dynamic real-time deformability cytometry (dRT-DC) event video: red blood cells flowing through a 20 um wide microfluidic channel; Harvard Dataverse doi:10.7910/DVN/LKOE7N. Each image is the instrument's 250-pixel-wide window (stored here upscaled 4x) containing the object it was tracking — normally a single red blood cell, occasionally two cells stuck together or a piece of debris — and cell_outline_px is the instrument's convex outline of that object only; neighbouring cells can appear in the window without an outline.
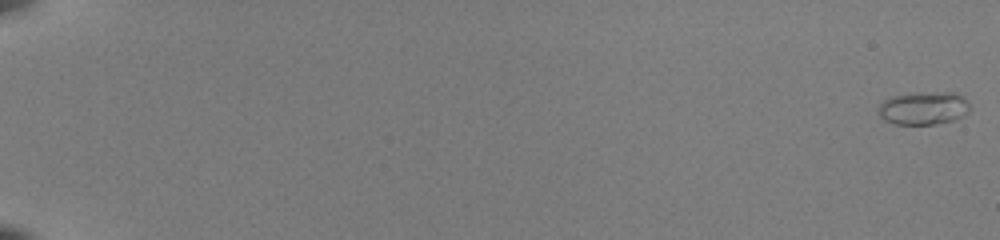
{"species": "common noctule bat (a hibernating species)", "species_latin": "Nyctalus noctula", "temperature_condition": "room temperature", "stored_images_in_passage": 54, "camera_frame_rate_fps": 3000, "um_per_image_px": 0.085, "animal": {"sex": "female", "body_mass_g": 22.0, "forearm_length_mm": 56.7}, "frame": {"image": 1, "passage_image": 1, "time_ms": 0.0, "image_size_px": [1000, 240], "cell_outline_px": [[968, 112], [964, 116], [952, 120], [936, 124], [896, 124], [884, 120], [880, 116], [880, 104], [884, 100], [892, 96], [916, 92], [956, 92], [964, 96], [968, 104]], "centroid_in_image_um": [78.53, 9.18], "position_along_channel_um": 6.5, "area_um2": 17.63}}
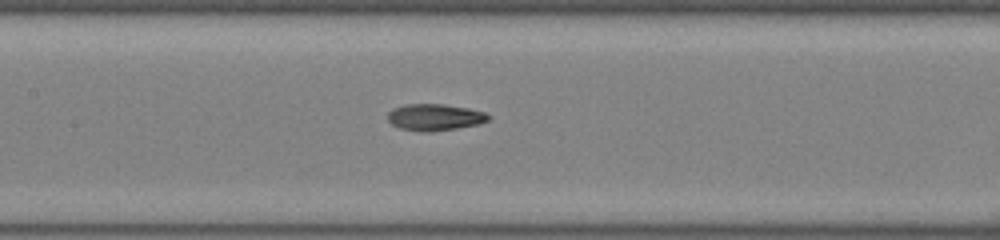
{"frame": {"image": 2, "passage_image": 30, "time_ms": 9.667, "image_size_px": [1000, 240], "cell_outline_px": [[492, 116], [488, 120], [480, 124], [432, 132], [420, 132], [400, 128], [392, 124], [388, 120], [388, 112], [392, 108], [404, 104], [444, 104], [468, 108], [484, 112]], "centroid_in_image_um": [36.95, 9.96], "position_along_channel_um": 170.5, "area_um2": 15.78}}
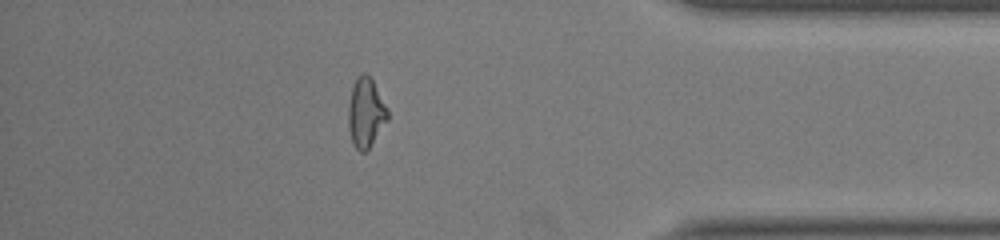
{"frame": {"image": 3, "passage_image": 49, "time_ms": 16.0, "image_size_px": [1000, 240], "cell_outline_px": [[388, 120], [368, 148], [364, 152], [360, 152], [352, 144], [348, 128], [348, 104], [352, 88], [356, 76], [360, 72], [364, 72], [372, 80], [388, 108]], "centroid_in_image_um": [31.07, 9.57], "position_along_channel_um": 404.1, "area_um2": 15.95}}